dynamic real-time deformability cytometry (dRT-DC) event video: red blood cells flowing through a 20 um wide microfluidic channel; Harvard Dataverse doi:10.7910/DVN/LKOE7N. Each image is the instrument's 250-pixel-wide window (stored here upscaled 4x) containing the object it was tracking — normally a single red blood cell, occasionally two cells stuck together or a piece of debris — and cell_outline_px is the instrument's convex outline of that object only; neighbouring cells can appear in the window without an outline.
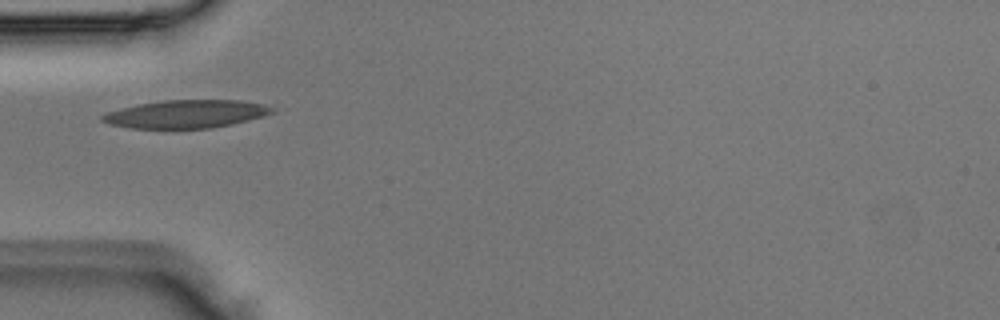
{"species": "Egyptian fruit bat (a non-hibernating species)", "species_latin": "Rousettus aegyptiacus", "temperature_condition": "room temperature", "stored_images_in_passage": 1, "camera_frame_rate_fps": 3000, "um_per_image_px": 0.085, "animal": {"sex": "male"}, "frame": {"image": 1, "passage_image": 1, "time_ms": 0.0, "image_size_px": [1000, 320], "cell_outline_px": [[272, 112], [264, 116], [232, 124], [212, 128], [128, 128], [108, 124], [100, 120], [100, 116], [108, 112], [120, 108], [140, 104], [164, 100], [240, 100], [260, 104], [272, 108]], "centroid_in_image_um": [15.76, 9.7], "position_along_channel_um": 69.2, "area_um2": 27.51}}